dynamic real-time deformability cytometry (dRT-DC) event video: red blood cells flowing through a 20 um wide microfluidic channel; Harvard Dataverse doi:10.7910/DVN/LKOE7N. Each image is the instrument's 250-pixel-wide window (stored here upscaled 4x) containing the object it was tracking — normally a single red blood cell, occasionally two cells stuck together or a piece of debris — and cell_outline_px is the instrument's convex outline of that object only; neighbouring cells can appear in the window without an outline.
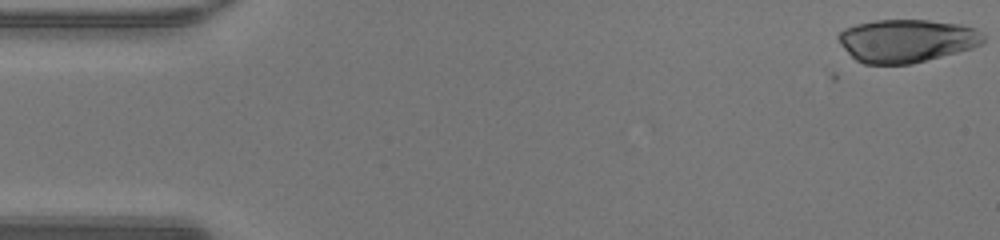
{"species": "human", "species_latin": "Homo sapiens", "temperature_condition": "warm", "stored_images_in_passage": 20, "camera_frame_rate_fps": 3000, "um_per_image_px": 0.085, "donor": {"sex": "male"}, "frame": {"image": 1, "passage_image": 1, "time_ms": 0.0, "image_size_px": [1000, 240], "cell_outline_px": [[984, 44], [972, 48], [912, 64], [864, 64], [856, 60], [840, 44], [836, 36], [844, 28], [856, 24], [876, 20], [928, 20], [960, 24], [976, 28], [984, 36]], "centroid_in_image_um": [77.07, 3.46], "position_along_channel_um": 7.9, "area_um2": 36.47}}
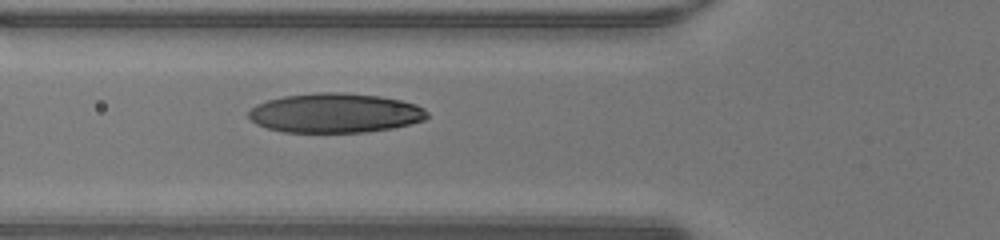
{"frame": {"image": 2, "passage_image": 17, "time_ms": 5.333, "image_size_px": [1000, 240], "cell_outline_px": [[428, 116], [424, 120], [392, 128], [368, 132], [284, 132], [268, 128], [256, 124], [248, 116], [248, 112], [256, 104], [268, 100], [284, 96], [316, 92], [344, 92], [380, 96], [400, 100], [416, 104], [424, 108], [428, 112]], "centroid_in_image_um": [28.49, 9.6], "position_along_channel_um": 97.3, "area_um2": 41.15}}
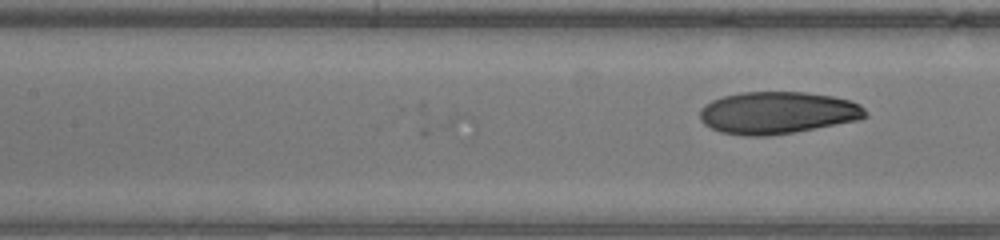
{"frame": {"image": 3, "passage_image": 20, "time_ms": 6.333, "image_size_px": [1000, 240], "cell_outline_px": [[868, 116], [860, 120], [792, 132], [768, 136], [744, 136], [720, 132], [704, 124], [700, 120], [700, 108], [704, 104], [712, 100], [724, 96], [740, 92], [804, 92], [832, 96], [852, 100], [860, 104], [868, 112]], "centroid_in_image_um": [66.1, 9.58], "position_along_channel_um": 141.3, "area_um2": 40.92}}